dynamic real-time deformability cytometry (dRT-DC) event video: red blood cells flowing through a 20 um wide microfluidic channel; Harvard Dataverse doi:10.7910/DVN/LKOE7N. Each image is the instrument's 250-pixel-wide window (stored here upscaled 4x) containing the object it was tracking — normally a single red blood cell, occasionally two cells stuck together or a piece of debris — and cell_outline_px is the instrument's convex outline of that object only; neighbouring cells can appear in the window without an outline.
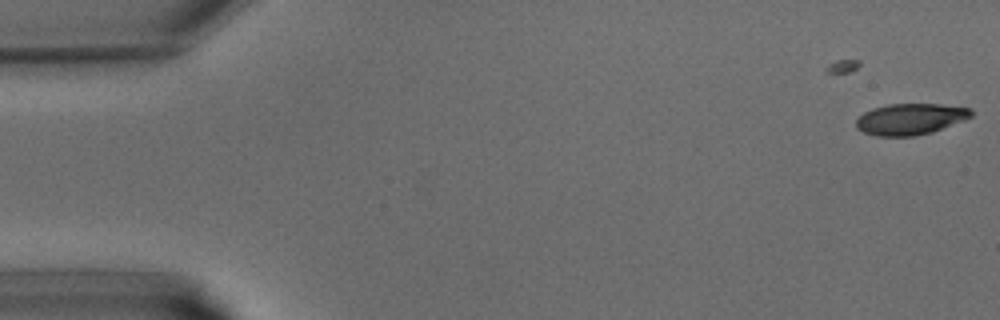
{"species": "common noctule bat (a hibernating species)", "species_latin": "Nyctalus noctula", "temperature_condition": "warm", "stored_images_in_passage": 9, "camera_frame_rate_fps": 3000, "um_per_image_px": 0.085, "animal": {"sex": "male", "body_mass_g": 15.6}, "frame": {"image": 1, "passage_image": 1, "time_ms": 0.0, "image_size_px": [1000, 320], "cell_outline_px": [[972, 116], [964, 120], [932, 132], [912, 136], [876, 136], [864, 132], [856, 128], [856, 120], [864, 112], [872, 108], [888, 104], [940, 104], [968, 108], [972, 112]], "centroid_in_image_um": [77.35, 10.12], "position_along_channel_um": 7.7, "area_um2": 20.81}}